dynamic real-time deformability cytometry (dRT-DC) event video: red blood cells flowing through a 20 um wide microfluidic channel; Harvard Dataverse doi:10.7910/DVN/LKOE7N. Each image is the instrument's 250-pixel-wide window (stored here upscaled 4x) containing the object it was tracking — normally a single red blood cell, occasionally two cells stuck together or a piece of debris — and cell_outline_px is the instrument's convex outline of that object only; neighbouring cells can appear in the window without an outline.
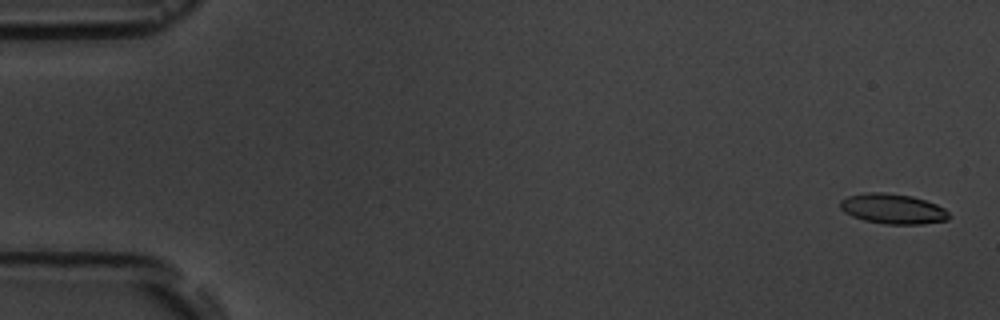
{"species": "common noctule bat (a hibernating species)", "species_latin": "Nyctalus noctula", "temperature_condition": "room temperature", "stored_images_in_passage": 5, "camera_frame_rate_fps": 3000, "um_per_image_px": 0.085, "animal": {"sex": "male", "body_mass_g": 19.5, "forearm_length_mm": 54.6}, "frame": {"image": 1, "passage_image": 1, "time_ms": 0.0, "image_size_px": [1000, 320], "cell_outline_px": [[952, 216], [948, 220], [920, 224], [884, 224], [864, 220], [852, 216], [844, 212], [840, 208], [840, 200], [848, 196], [868, 192], [884, 192], [912, 196], [936, 204], [944, 208]], "centroid_in_image_um": [75.89, 17.75], "position_along_channel_um": 9.1, "area_um2": 19.13}}
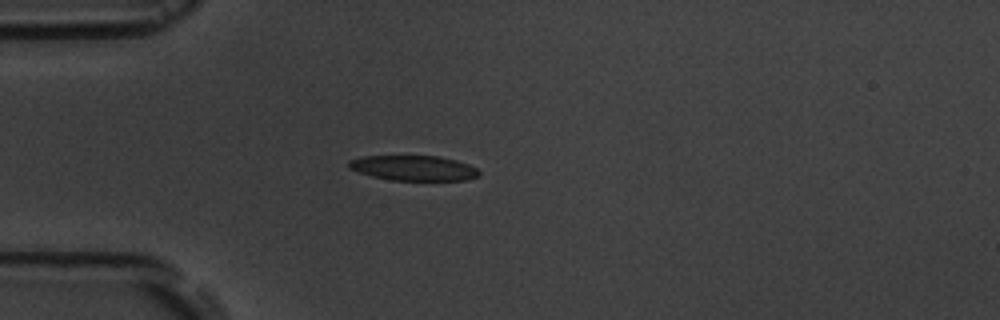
{"frame": {"image": 2, "passage_image": 5, "time_ms": 4.667, "image_size_px": [1000, 320], "cell_outline_px": [[480, 176], [468, 180], [392, 180], [372, 176], [348, 168], [348, 160], [364, 156], [440, 156], [456, 160], [468, 164], [476, 168], [480, 172]], "centroid_in_image_um": [35.18, 14.28], "position_along_channel_um": 49.8, "area_um2": 19.07}}